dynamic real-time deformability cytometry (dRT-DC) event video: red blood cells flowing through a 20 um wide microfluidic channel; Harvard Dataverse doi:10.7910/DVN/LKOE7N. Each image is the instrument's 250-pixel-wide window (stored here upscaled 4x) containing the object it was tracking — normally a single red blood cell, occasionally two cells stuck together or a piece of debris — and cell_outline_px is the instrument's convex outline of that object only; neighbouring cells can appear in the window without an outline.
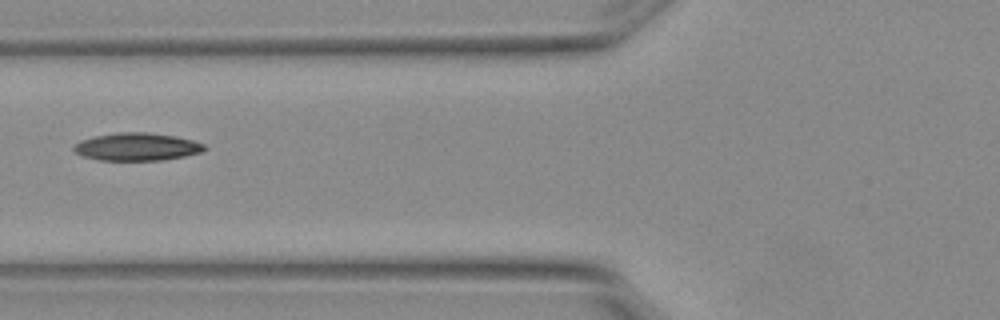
{"species": "Egyptian fruit bat (a non-hibernating species)", "species_latin": "Rousettus aegyptiacus", "temperature_condition": "warm", "stored_images_in_passage": 6, "camera_frame_rate_fps": 3000, "um_per_image_px": 0.085, "animal": {"sex": "female"}, "frame": {"image": 1, "passage_image": 6, "time_ms": 1.667, "image_size_px": [1000, 320], "cell_outline_px": [[208, 148], [200, 152], [184, 156], [160, 160], [100, 160], [84, 156], [76, 152], [72, 148], [80, 140], [96, 136], [116, 132], [148, 132], [176, 136], [192, 140], [204, 144]], "centroid_in_image_um": [11.65, 12.46], "position_along_channel_um": 114.1, "area_um2": 20.98}}